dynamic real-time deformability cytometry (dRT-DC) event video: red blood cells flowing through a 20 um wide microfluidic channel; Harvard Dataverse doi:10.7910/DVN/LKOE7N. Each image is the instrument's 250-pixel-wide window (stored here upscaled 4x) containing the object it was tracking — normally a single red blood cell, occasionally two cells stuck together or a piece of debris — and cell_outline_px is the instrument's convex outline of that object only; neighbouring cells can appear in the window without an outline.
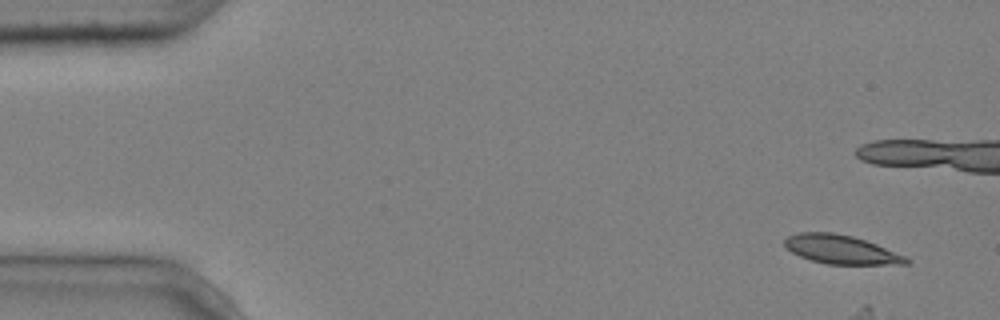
{"species": "common noctule bat (a hibernating species)", "species_latin": "Nyctalus noctula", "temperature_condition": "cold", "stored_images_in_passage": 5, "camera_frame_rate_fps": 3000, "um_per_image_px": 0.085, "animal": {"sex": "male", "body_mass_g": 20.4}, "frame": {"image": 1, "passage_image": 1, "time_ms": 0.0, "image_size_px": [1000, 320], "cell_outline_px": [[912, 260], [908, 264], [824, 264], [800, 256], [792, 252], [784, 244], [784, 240], [788, 236], [796, 232], [832, 232], [852, 236], [876, 244], [904, 256]], "centroid_in_image_um": [71.47, 21.2], "position_along_channel_um": 13.5, "area_um2": 20.23}}